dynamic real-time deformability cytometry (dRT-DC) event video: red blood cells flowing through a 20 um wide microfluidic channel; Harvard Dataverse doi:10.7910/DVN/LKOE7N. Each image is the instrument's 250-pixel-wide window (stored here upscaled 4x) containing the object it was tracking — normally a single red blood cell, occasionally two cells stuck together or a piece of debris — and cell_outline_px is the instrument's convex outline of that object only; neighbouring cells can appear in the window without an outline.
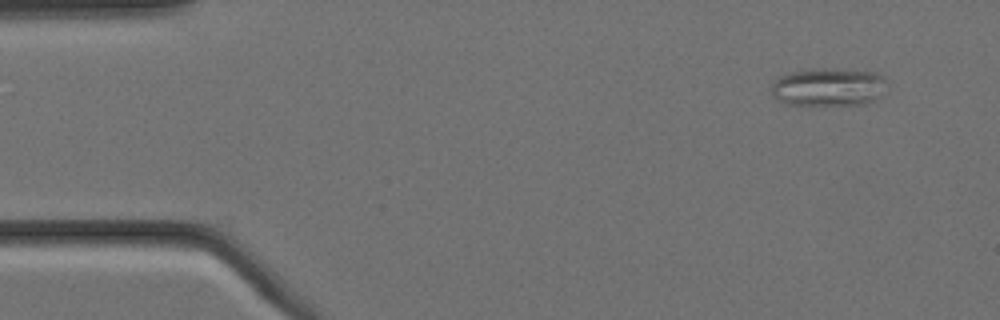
{"species": "Egyptian fruit bat (a non-hibernating species)", "species_latin": "Rousettus aegyptiacus", "temperature_condition": "cold", "stored_images_in_passage": 2, "camera_frame_rate_fps": 3000, "um_per_image_px": 0.085, "animal": {"sex": "female"}, "frame": {"image": 1, "passage_image": 2, "time_ms": 0.333, "image_size_px": [1000, 320], "cell_outline_px": [[884, 80], [880, 96], [876, 100], [864, 104], [788, 104], [776, 100], [772, 96], [768, 88], [780, 76], [788, 72], [812, 68], [824, 68], [872, 72], [880, 76]], "centroid_in_image_um": [70.3, 7.39], "position_along_channel_um": 14.7, "area_um2": 25.43}}